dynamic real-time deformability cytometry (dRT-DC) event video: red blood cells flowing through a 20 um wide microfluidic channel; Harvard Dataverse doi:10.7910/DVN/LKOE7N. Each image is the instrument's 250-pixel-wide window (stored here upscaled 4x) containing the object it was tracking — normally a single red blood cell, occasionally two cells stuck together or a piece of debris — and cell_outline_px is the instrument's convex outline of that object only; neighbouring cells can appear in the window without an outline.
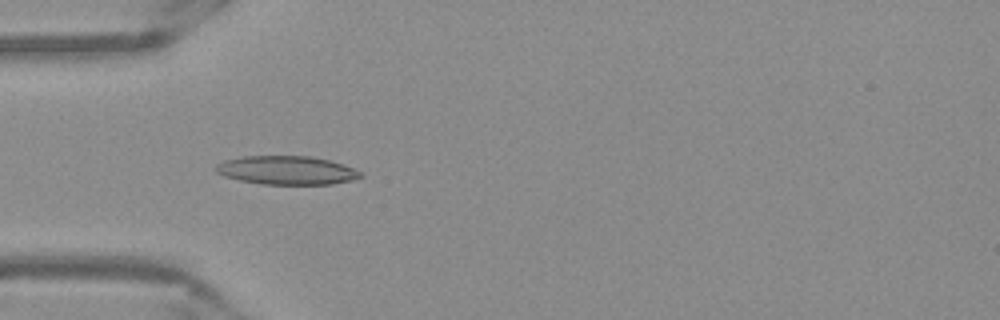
{"species": "Egyptian fruit bat (a non-hibernating species)", "species_latin": "Rousettus aegyptiacus", "temperature_condition": "warm", "stored_images_in_passage": 39, "camera_frame_rate_fps": 3000, "um_per_image_px": 0.085, "frame": {"image": 1, "passage_image": 3, "time_ms": 0.667, "image_size_px": [1000, 320], "cell_outline_px": [[364, 176], [332, 184], [260, 184], [240, 180], [224, 176], [216, 172], [212, 168], [216, 164], [224, 160], [244, 156], [312, 156], [344, 164], [360, 172]], "centroid_in_image_um": [24.31, 14.46], "position_along_channel_um": 60.7, "area_um2": 24.1}}
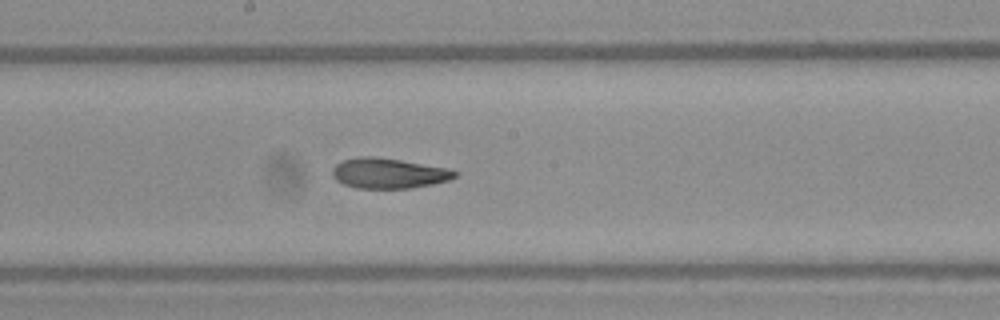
{"frame": {"image": 2, "passage_image": 15, "time_ms": 4.667, "image_size_px": [1000, 320], "cell_outline_px": [[460, 172], [456, 176], [448, 180], [432, 184], [412, 188], [356, 188], [344, 184], [336, 180], [332, 176], [332, 168], [336, 164], [344, 160], [360, 156], [368, 156], [400, 160], [448, 168]], "centroid_in_image_um": [33.03, 14.73], "position_along_channel_um": 215.2, "area_um2": 21.5}}
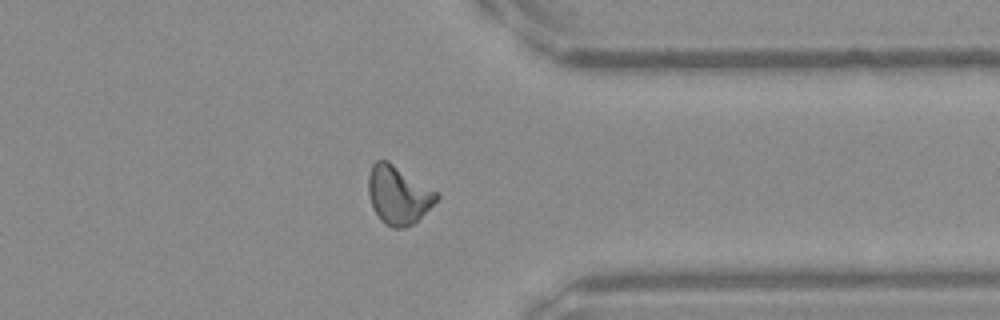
{"frame": {"image": 3, "passage_image": 28, "time_ms": 9.0, "image_size_px": [1000, 320], "cell_outline_px": [[440, 196], [412, 224], [404, 228], [392, 228], [384, 224], [380, 220], [372, 208], [368, 192], [368, 176], [372, 164], [376, 160], [388, 160], [436, 192]], "centroid_in_image_um": [33.79, 16.57], "position_along_channel_um": 377.6, "area_um2": 22.83}, "authors_computed_cell_mechanics": {"area_um2": 22.0796, "velocity_mm_per_s": 3.897, "shape_relaxation_time_tau1_ms": 5.4158, "shape_relaxation_time_tau2_ms": 3.3097, "deformation_change_tau1": 0.1943, "deformation_change_tau2": 0.1169}}